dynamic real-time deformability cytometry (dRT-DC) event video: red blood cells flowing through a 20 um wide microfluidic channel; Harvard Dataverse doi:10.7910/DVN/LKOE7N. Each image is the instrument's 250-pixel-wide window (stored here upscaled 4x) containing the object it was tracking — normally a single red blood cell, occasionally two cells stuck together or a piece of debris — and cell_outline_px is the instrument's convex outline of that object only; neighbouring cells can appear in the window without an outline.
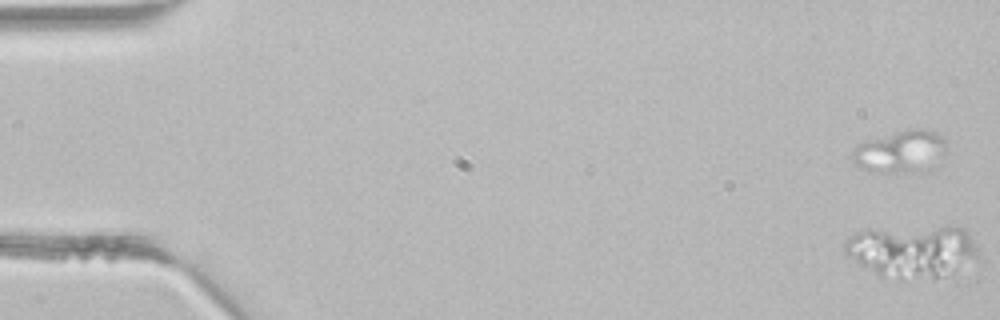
{"species": "common noctule bat (a hibernating species)", "species_latin": "Nyctalus noctula", "temperature_condition": "room temperature", "stored_images_in_passage": 4, "camera_frame_rate_fps": 3000, "um_per_image_px": 0.085, "animal": {"sex": "male", "body_mass_g": 21.5, "forearm_length_mm": 52.0}, "frame": {"image": 1, "passage_image": 1, "time_ms": 0.0, "image_size_px": [1000, 320], "cell_outline_px": [[980, 260], [956, 284], [900, 280], [880, 276], [840, 252], [844, 244], [856, 232], [868, 228], [964, 228], [968, 232], [980, 256]], "centroid_in_image_um": [77.74, 21.53], "position_along_channel_um": 7.3, "area_um2": 44.04}}